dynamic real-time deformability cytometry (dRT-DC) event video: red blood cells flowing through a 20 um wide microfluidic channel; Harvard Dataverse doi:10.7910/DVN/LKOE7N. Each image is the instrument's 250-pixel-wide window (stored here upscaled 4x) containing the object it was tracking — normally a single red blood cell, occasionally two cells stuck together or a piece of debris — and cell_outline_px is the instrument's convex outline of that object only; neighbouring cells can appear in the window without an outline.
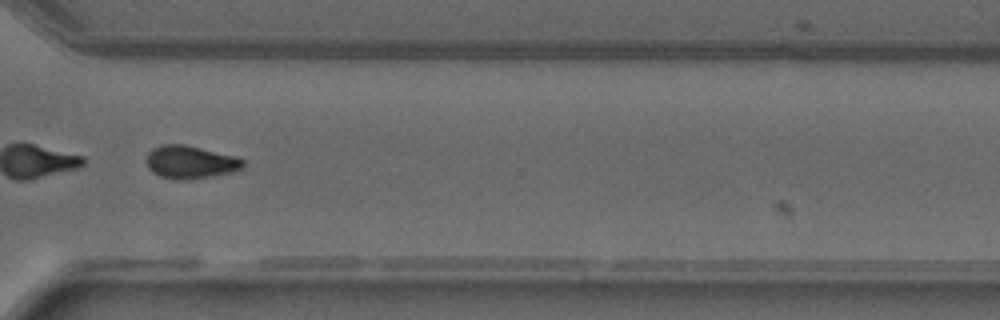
{"species": "common noctule bat (a hibernating species)", "species_latin": "Nyctalus noctula", "temperature_condition": "warm", "stored_images_in_passage": 42, "camera_frame_rate_fps": 3000, "um_per_image_px": 0.085, "animal": {"sex": "male", "forearm_length_mm": 52.5}, "frame": {"image": 1, "passage_image": 36, "time_ms": 11.667, "image_size_px": [1000, 320], "cell_outline_px": [[244, 168], [232, 172], [212, 176], [180, 180], [160, 176], [152, 172], [148, 168], [144, 160], [148, 152], [152, 148], [164, 144], [184, 144], [236, 156], [244, 160]], "centroid_in_image_um": [16.16, 13.77], "position_along_channel_um": 354.4, "area_um2": 18.67}}